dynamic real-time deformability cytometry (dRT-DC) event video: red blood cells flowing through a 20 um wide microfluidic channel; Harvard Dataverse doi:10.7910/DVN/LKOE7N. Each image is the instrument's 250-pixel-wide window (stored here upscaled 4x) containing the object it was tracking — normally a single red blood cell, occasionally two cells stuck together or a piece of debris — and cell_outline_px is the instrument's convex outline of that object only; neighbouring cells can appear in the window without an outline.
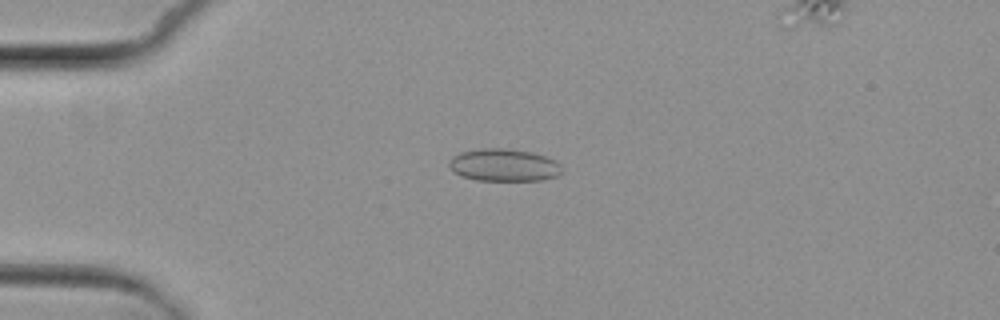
{"species": "common noctule bat (a hibernating species)", "species_latin": "Nyctalus noctula", "temperature_condition": "cold", "stored_images_in_passage": 5, "camera_frame_rate_fps": 3000, "um_per_image_px": 0.085, "animal": {"sex": "female", "body_mass_g": 29.2, "forearm_length_mm": 56.3}, "frame": {"image": 1, "passage_image": 2, "time_ms": 1.0, "image_size_px": [1000, 320], "cell_outline_px": [[560, 172], [556, 176], [540, 180], [476, 180], [460, 176], [452, 172], [448, 164], [452, 156], [460, 152], [484, 148], [504, 148], [532, 152], [556, 160], [560, 164]], "centroid_in_image_um": [42.78, 14.03], "position_along_channel_um": 42.2, "area_um2": 21.33}}
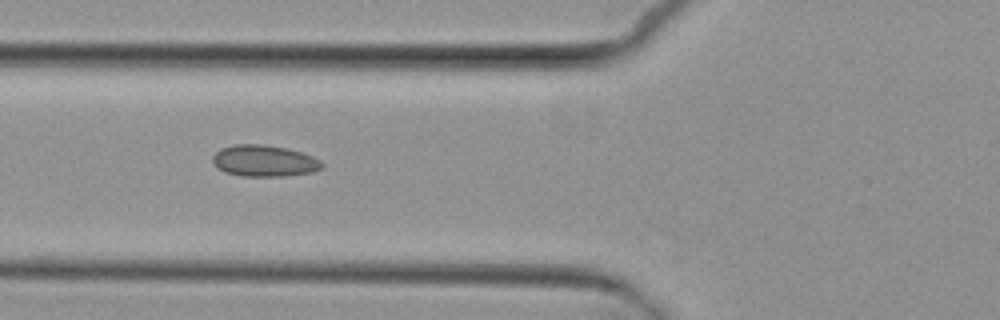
{"frame": {"image": 2, "passage_image": 4, "time_ms": 3.333, "image_size_px": [1000, 320], "cell_outline_px": [[324, 168], [312, 172], [288, 176], [240, 176], [224, 172], [216, 168], [212, 160], [212, 156], [220, 148], [232, 144], [260, 144], [288, 148], [312, 156], [320, 160], [324, 164]], "centroid_in_image_um": [22.44, 13.67], "position_along_channel_um": 103.4, "area_um2": 20.35}}
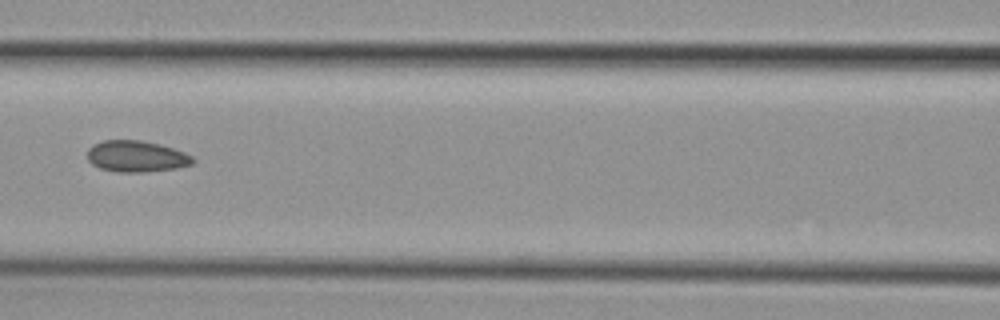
{"frame": {"image": 3, "passage_image": 5, "time_ms": 4.667, "image_size_px": [1000, 320], "cell_outline_px": [[196, 160], [192, 164], [176, 168], [144, 172], [116, 172], [100, 168], [92, 164], [88, 160], [88, 148], [92, 144], [104, 140], [140, 140], [160, 144], [184, 152], [192, 156]], "centroid_in_image_um": [11.58, 13.29], "position_along_channel_um": 155.0, "area_um2": 19.31}}